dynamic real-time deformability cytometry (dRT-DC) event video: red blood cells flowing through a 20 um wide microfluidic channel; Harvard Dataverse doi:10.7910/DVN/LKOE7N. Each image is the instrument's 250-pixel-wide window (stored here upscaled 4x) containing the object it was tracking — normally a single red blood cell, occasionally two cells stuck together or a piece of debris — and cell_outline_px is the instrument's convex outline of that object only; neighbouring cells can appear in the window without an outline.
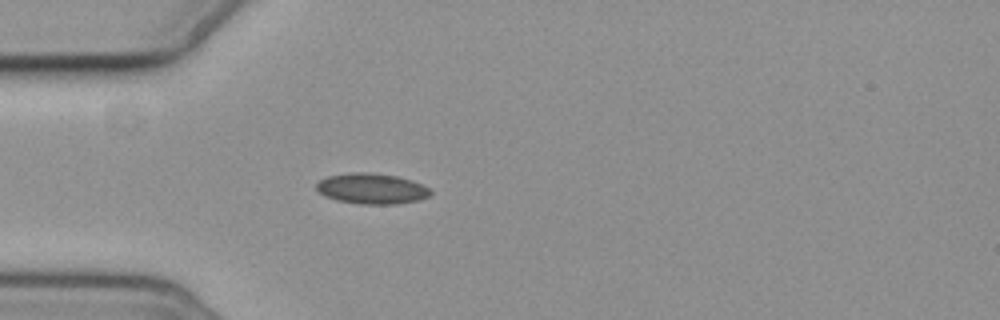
{"species": "common noctule bat (a hibernating species)", "species_latin": "Nyctalus noctula", "temperature_condition": "cold", "stored_images_in_passage": 3, "camera_frame_rate_fps": 3000, "um_per_image_px": 0.085, "animal": {"sex": "female", "body_mass_g": 19.3, "forearm_length_mm": 54.1}, "frame": {"image": 1, "passage_image": 3, "time_ms": 2.667, "image_size_px": [1000, 320], "cell_outline_px": [[432, 192], [428, 196], [416, 200], [396, 204], [360, 204], [336, 200], [324, 196], [316, 188], [316, 184], [320, 180], [328, 176], [352, 172], [368, 172], [396, 176], [412, 180], [428, 188]], "centroid_in_image_um": [31.56, 16.03], "position_along_channel_um": 53.4, "area_um2": 20.17}}